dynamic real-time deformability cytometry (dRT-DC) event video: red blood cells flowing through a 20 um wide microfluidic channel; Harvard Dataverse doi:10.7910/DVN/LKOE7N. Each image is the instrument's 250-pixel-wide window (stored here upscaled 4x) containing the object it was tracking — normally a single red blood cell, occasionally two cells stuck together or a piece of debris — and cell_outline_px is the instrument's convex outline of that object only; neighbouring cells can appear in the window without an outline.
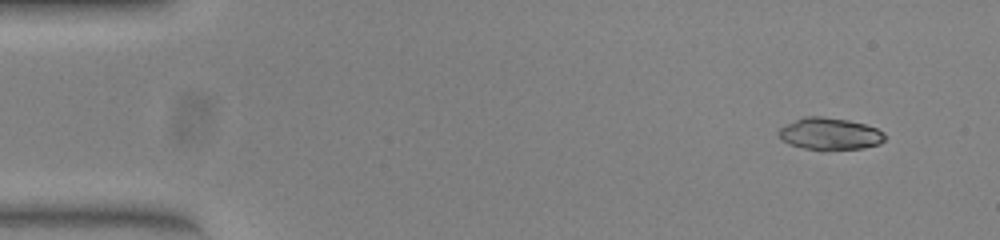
{"species": "common noctule bat (a hibernating species)", "species_latin": "Nyctalus noctula", "temperature_condition": "warm", "stored_images_in_passage": 52, "camera_frame_rate_fps": 3000, "um_per_image_px": 0.085, "animal": {"sex": "female", "body_mass_g": 23.0, "forearm_length_mm": 53.4}, "frame": {"image": 1, "passage_image": 4, "time_ms": 1.0, "image_size_px": [1000, 240], "cell_outline_px": [[884, 140], [880, 144], [864, 148], [804, 148], [788, 144], [776, 132], [780, 128], [804, 116], [820, 116], [848, 120], [864, 124], [876, 128], [884, 132]], "centroid_in_image_um": [70.54, 11.35], "position_along_channel_um": 14.5, "area_um2": 19.25}}
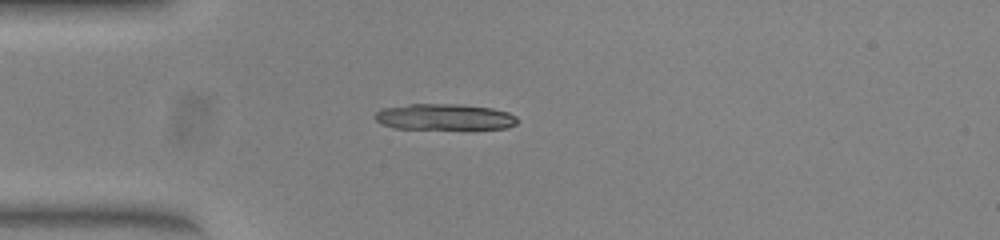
{"frame": {"image": 2, "passage_image": 14, "time_ms": 4.333, "image_size_px": [1000, 240], "cell_outline_px": [[520, 120], [516, 124], [508, 128], [392, 128], [380, 124], [372, 116], [380, 108], [408, 104], [460, 104], [492, 108], [508, 112], [516, 116]], "centroid_in_image_um": [37.74, 9.93], "position_along_channel_um": 47.3, "area_um2": 21.73}}
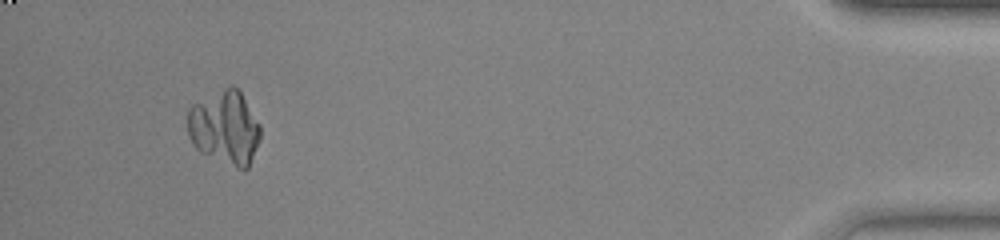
{"frame": {"image": 3, "passage_image": 49, "time_ms": 16.0, "image_size_px": [1000, 240], "cell_outline_px": [[260, 140], [248, 168], [244, 172], [200, 152], [196, 148], [188, 136], [188, 108], [192, 104], [232, 84], [240, 92], [260, 124]], "centroid_in_image_um": [19.11, 10.88], "position_along_channel_um": 416.1, "area_um2": 31.39}, "authors_computed_cell_mechanics": {"area_um2": 19.7098, "velocity_mm_per_s": 3.889, "shape_relaxation_time_tau1_ms": 2.2627, "shape_relaxation_time_tau2_ms": null, "deformation_change_tau1": 0.3521, "deformation_change_tau2": null}}